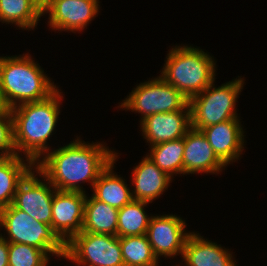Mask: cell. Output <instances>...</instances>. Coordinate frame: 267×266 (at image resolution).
<instances>
[{"mask_svg": "<svg viewBox=\"0 0 267 266\" xmlns=\"http://www.w3.org/2000/svg\"><path fill=\"white\" fill-rule=\"evenodd\" d=\"M140 123L142 135L151 146L181 139L191 129L190 105L182 110L150 115Z\"/></svg>", "mask_w": 267, "mask_h": 266, "instance_id": "cell-13", "label": "cell"}, {"mask_svg": "<svg viewBox=\"0 0 267 266\" xmlns=\"http://www.w3.org/2000/svg\"><path fill=\"white\" fill-rule=\"evenodd\" d=\"M232 253L214 242L191 232L182 257L185 266H236Z\"/></svg>", "mask_w": 267, "mask_h": 266, "instance_id": "cell-17", "label": "cell"}, {"mask_svg": "<svg viewBox=\"0 0 267 266\" xmlns=\"http://www.w3.org/2000/svg\"><path fill=\"white\" fill-rule=\"evenodd\" d=\"M118 209L86 196L83 229L81 232L117 236Z\"/></svg>", "mask_w": 267, "mask_h": 266, "instance_id": "cell-20", "label": "cell"}, {"mask_svg": "<svg viewBox=\"0 0 267 266\" xmlns=\"http://www.w3.org/2000/svg\"><path fill=\"white\" fill-rule=\"evenodd\" d=\"M33 167L35 164L21 155L0 158V209L13 203L19 183Z\"/></svg>", "mask_w": 267, "mask_h": 266, "instance_id": "cell-19", "label": "cell"}, {"mask_svg": "<svg viewBox=\"0 0 267 266\" xmlns=\"http://www.w3.org/2000/svg\"><path fill=\"white\" fill-rule=\"evenodd\" d=\"M124 266H158L146 234L119 238Z\"/></svg>", "mask_w": 267, "mask_h": 266, "instance_id": "cell-24", "label": "cell"}, {"mask_svg": "<svg viewBox=\"0 0 267 266\" xmlns=\"http://www.w3.org/2000/svg\"><path fill=\"white\" fill-rule=\"evenodd\" d=\"M167 55L160 76L189 100L215 81L216 62L202 49L175 46Z\"/></svg>", "mask_w": 267, "mask_h": 266, "instance_id": "cell-4", "label": "cell"}, {"mask_svg": "<svg viewBox=\"0 0 267 266\" xmlns=\"http://www.w3.org/2000/svg\"><path fill=\"white\" fill-rule=\"evenodd\" d=\"M114 153V160L100 173L97 181L93 185L92 196L114 208L120 209L129 204L133 198L131 190L125 183L123 177H119L113 171V166L119 155Z\"/></svg>", "mask_w": 267, "mask_h": 266, "instance_id": "cell-18", "label": "cell"}, {"mask_svg": "<svg viewBox=\"0 0 267 266\" xmlns=\"http://www.w3.org/2000/svg\"><path fill=\"white\" fill-rule=\"evenodd\" d=\"M131 190L133 200L152 203L168 189L172 178L162 171L147 155L133 169Z\"/></svg>", "mask_w": 267, "mask_h": 266, "instance_id": "cell-16", "label": "cell"}, {"mask_svg": "<svg viewBox=\"0 0 267 266\" xmlns=\"http://www.w3.org/2000/svg\"><path fill=\"white\" fill-rule=\"evenodd\" d=\"M61 93L57 89L44 100L22 103L10 109L17 155L22 152L36 164L50 151L46 144L59 118Z\"/></svg>", "mask_w": 267, "mask_h": 266, "instance_id": "cell-2", "label": "cell"}, {"mask_svg": "<svg viewBox=\"0 0 267 266\" xmlns=\"http://www.w3.org/2000/svg\"><path fill=\"white\" fill-rule=\"evenodd\" d=\"M67 260L77 266H124L119 237L80 232L66 244Z\"/></svg>", "mask_w": 267, "mask_h": 266, "instance_id": "cell-8", "label": "cell"}, {"mask_svg": "<svg viewBox=\"0 0 267 266\" xmlns=\"http://www.w3.org/2000/svg\"><path fill=\"white\" fill-rule=\"evenodd\" d=\"M8 246L9 242L0 235V266H8Z\"/></svg>", "mask_w": 267, "mask_h": 266, "instance_id": "cell-27", "label": "cell"}, {"mask_svg": "<svg viewBox=\"0 0 267 266\" xmlns=\"http://www.w3.org/2000/svg\"><path fill=\"white\" fill-rule=\"evenodd\" d=\"M0 158L17 155L13 141V120L10 109L0 107Z\"/></svg>", "mask_w": 267, "mask_h": 266, "instance_id": "cell-26", "label": "cell"}, {"mask_svg": "<svg viewBox=\"0 0 267 266\" xmlns=\"http://www.w3.org/2000/svg\"><path fill=\"white\" fill-rule=\"evenodd\" d=\"M85 201L83 192L55 190L51 227L65 244L83 229Z\"/></svg>", "mask_w": 267, "mask_h": 266, "instance_id": "cell-11", "label": "cell"}, {"mask_svg": "<svg viewBox=\"0 0 267 266\" xmlns=\"http://www.w3.org/2000/svg\"><path fill=\"white\" fill-rule=\"evenodd\" d=\"M34 169L44 182L36 177ZM34 169L19 183L12 204L36 221L51 225L52 200L56 188L35 167Z\"/></svg>", "mask_w": 267, "mask_h": 266, "instance_id": "cell-9", "label": "cell"}, {"mask_svg": "<svg viewBox=\"0 0 267 266\" xmlns=\"http://www.w3.org/2000/svg\"><path fill=\"white\" fill-rule=\"evenodd\" d=\"M185 220L177 215L151 216L146 236L155 257L182 256L185 243L191 232H186Z\"/></svg>", "mask_w": 267, "mask_h": 266, "instance_id": "cell-10", "label": "cell"}, {"mask_svg": "<svg viewBox=\"0 0 267 266\" xmlns=\"http://www.w3.org/2000/svg\"><path fill=\"white\" fill-rule=\"evenodd\" d=\"M8 266H48L49 255L34 246L9 242Z\"/></svg>", "mask_w": 267, "mask_h": 266, "instance_id": "cell-25", "label": "cell"}, {"mask_svg": "<svg viewBox=\"0 0 267 266\" xmlns=\"http://www.w3.org/2000/svg\"><path fill=\"white\" fill-rule=\"evenodd\" d=\"M147 155L162 171L171 178L183 174L184 137L150 146Z\"/></svg>", "mask_w": 267, "mask_h": 266, "instance_id": "cell-23", "label": "cell"}, {"mask_svg": "<svg viewBox=\"0 0 267 266\" xmlns=\"http://www.w3.org/2000/svg\"><path fill=\"white\" fill-rule=\"evenodd\" d=\"M35 6L41 11L43 14L46 9L54 2V0H33Z\"/></svg>", "mask_w": 267, "mask_h": 266, "instance_id": "cell-28", "label": "cell"}, {"mask_svg": "<svg viewBox=\"0 0 267 266\" xmlns=\"http://www.w3.org/2000/svg\"><path fill=\"white\" fill-rule=\"evenodd\" d=\"M239 118L213 124L201 131L217 157L227 166L239 159L244 149V131Z\"/></svg>", "mask_w": 267, "mask_h": 266, "instance_id": "cell-15", "label": "cell"}, {"mask_svg": "<svg viewBox=\"0 0 267 266\" xmlns=\"http://www.w3.org/2000/svg\"><path fill=\"white\" fill-rule=\"evenodd\" d=\"M99 0H54L49 12V26L58 31H82L99 12Z\"/></svg>", "mask_w": 267, "mask_h": 266, "instance_id": "cell-12", "label": "cell"}, {"mask_svg": "<svg viewBox=\"0 0 267 266\" xmlns=\"http://www.w3.org/2000/svg\"><path fill=\"white\" fill-rule=\"evenodd\" d=\"M0 227L6 230L8 242L34 246L57 257H65L66 244L53 231L51 225L41 223L13 204L0 209Z\"/></svg>", "mask_w": 267, "mask_h": 266, "instance_id": "cell-5", "label": "cell"}, {"mask_svg": "<svg viewBox=\"0 0 267 266\" xmlns=\"http://www.w3.org/2000/svg\"><path fill=\"white\" fill-rule=\"evenodd\" d=\"M148 202L132 200L129 204L118 209L117 236H139L147 232L151 216L147 215L144 207Z\"/></svg>", "mask_w": 267, "mask_h": 266, "instance_id": "cell-22", "label": "cell"}, {"mask_svg": "<svg viewBox=\"0 0 267 266\" xmlns=\"http://www.w3.org/2000/svg\"><path fill=\"white\" fill-rule=\"evenodd\" d=\"M44 16L33 0H0V21L22 29H34Z\"/></svg>", "mask_w": 267, "mask_h": 266, "instance_id": "cell-21", "label": "cell"}, {"mask_svg": "<svg viewBox=\"0 0 267 266\" xmlns=\"http://www.w3.org/2000/svg\"><path fill=\"white\" fill-rule=\"evenodd\" d=\"M51 81L30 54L0 56V102L6 109L48 98L58 88Z\"/></svg>", "mask_w": 267, "mask_h": 266, "instance_id": "cell-3", "label": "cell"}, {"mask_svg": "<svg viewBox=\"0 0 267 266\" xmlns=\"http://www.w3.org/2000/svg\"><path fill=\"white\" fill-rule=\"evenodd\" d=\"M118 108L138 112L141 120L156 113H167L184 109L189 99L161 76L140 83Z\"/></svg>", "mask_w": 267, "mask_h": 266, "instance_id": "cell-7", "label": "cell"}, {"mask_svg": "<svg viewBox=\"0 0 267 266\" xmlns=\"http://www.w3.org/2000/svg\"><path fill=\"white\" fill-rule=\"evenodd\" d=\"M213 83L189 100L193 129L201 131L210 125L239 118L235 107L244 79L236 78L219 87H215Z\"/></svg>", "mask_w": 267, "mask_h": 266, "instance_id": "cell-6", "label": "cell"}, {"mask_svg": "<svg viewBox=\"0 0 267 266\" xmlns=\"http://www.w3.org/2000/svg\"><path fill=\"white\" fill-rule=\"evenodd\" d=\"M78 138L59 149L48 151L35 164V168L56 190L85 193L80 183L89 182L93 187L100 173L114 160L115 151L104 144H87Z\"/></svg>", "mask_w": 267, "mask_h": 266, "instance_id": "cell-1", "label": "cell"}, {"mask_svg": "<svg viewBox=\"0 0 267 266\" xmlns=\"http://www.w3.org/2000/svg\"><path fill=\"white\" fill-rule=\"evenodd\" d=\"M224 167L202 131L191 128L184 136L183 175L217 174Z\"/></svg>", "mask_w": 267, "mask_h": 266, "instance_id": "cell-14", "label": "cell"}]
</instances>
